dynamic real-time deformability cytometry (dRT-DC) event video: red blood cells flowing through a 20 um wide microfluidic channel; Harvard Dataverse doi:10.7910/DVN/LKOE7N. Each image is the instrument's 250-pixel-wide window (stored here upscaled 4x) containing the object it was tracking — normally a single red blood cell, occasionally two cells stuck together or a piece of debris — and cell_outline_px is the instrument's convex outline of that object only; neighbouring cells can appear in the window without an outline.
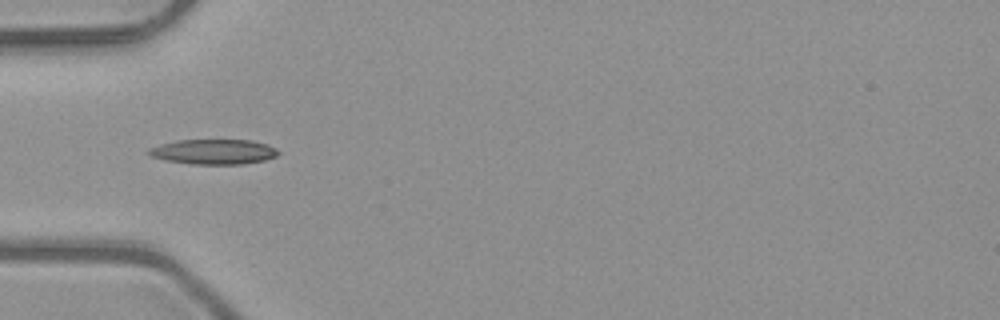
{"species": "common noctule bat (a hibernating species)", "species_latin": "Nyctalus noctula", "temperature_condition": "room temperature", "stored_images_in_passage": 4, "camera_frame_rate_fps": 3000, "um_per_image_px": 0.085, "animal": {"sex": "male", "body_mass_g": 23.1, "forearm_length_mm": 52.7}, "frame": {"image": 1, "passage_image": 4, "time_ms": 1.0, "image_size_px": [1000, 320], "cell_outline_px": [[280, 152], [276, 156], [264, 160], [244, 164], [192, 164], [164, 160], [152, 156], [144, 152], [148, 148], [160, 144], [176, 140], [252, 140], [268, 144], [276, 148]], "centroid_in_image_um": [18.14, 12.89], "position_along_channel_um": 66.9, "area_um2": 19.07}}